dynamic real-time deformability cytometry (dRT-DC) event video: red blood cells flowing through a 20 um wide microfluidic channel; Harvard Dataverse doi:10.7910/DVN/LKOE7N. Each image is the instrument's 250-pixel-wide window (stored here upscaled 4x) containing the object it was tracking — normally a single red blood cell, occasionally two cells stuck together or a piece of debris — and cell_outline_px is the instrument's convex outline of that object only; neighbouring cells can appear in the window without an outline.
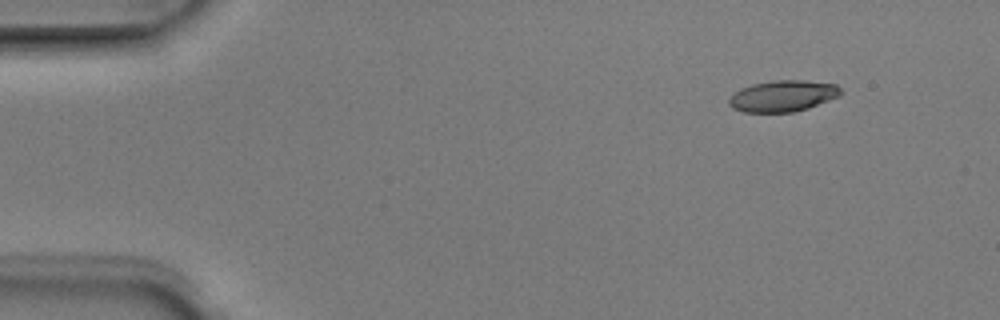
{"species": "Egyptian fruit bat (a non-hibernating species)", "species_latin": "Rousettus aegyptiacus", "temperature_condition": "room temperature", "stored_images_in_passage": 4, "camera_frame_rate_fps": 3000, "um_per_image_px": 0.085, "animal": {"sex": "male"}, "frame": {"image": 1, "passage_image": 2, "time_ms": 0.333, "image_size_px": [1000, 320], "cell_outline_px": [[844, 92], [840, 96], [808, 108], [792, 112], [744, 112], [732, 108], [728, 104], [728, 100], [740, 88], [752, 84], [772, 80], [804, 80], [836, 84]], "centroid_in_image_um": [66.56, 8.15], "position_along_channel_um": 18.4, "area_um2": 20.46}}
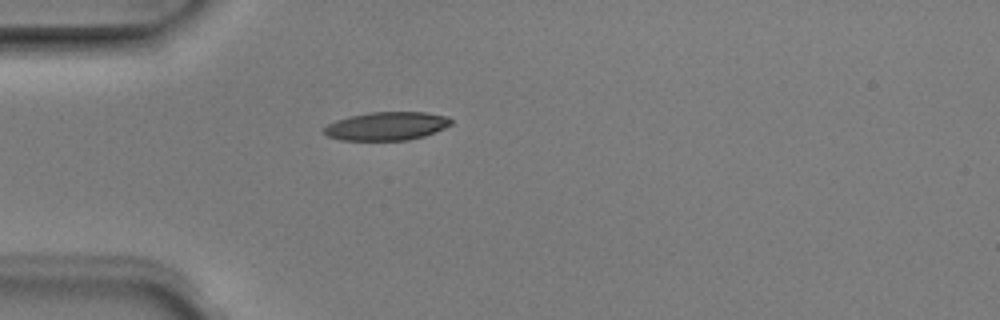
{"frame": {"image": 2, "passage_image": 4, "time_ms": 1.0, "image_size_px": [1000, 320], "cell_outline_px": [[452, 124], [444, 128], [424, 136], [408, 140], [340, 140], [328, 136], [324, 132], [324, 128], [328, 124], [336, 120], [352, 116], [372, 112], [424, 112], [448, 116], [452, 120]], "centroid_in_image_um": [32.89, 10.72], "position_along_channel_um": 52.1, "area_um2": 20.87}}